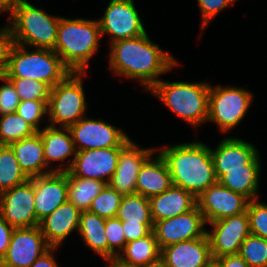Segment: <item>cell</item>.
I'll return each mask as SVG.
<instances>
[{
  "instance_id": "cell-24",
  "label": "cell",
  "mask_w": 267,
  "mask_h": 267,
  "mask_svg": "<svg viewBox=\"0 0 267 267\" xmlns=\"http://www.w3.org/2000/svg\"><path fill=\"white\" fill-rule=\"evenodd\" d=\"M149 200L154 222L186 213L197 205L196 197L192 193L175 185Z\"/></svg>"
},
{
  "instance_id": "cell-17",
  "label": "cell",
  "mask_w": 267,
  "mask_h": 267,
  "mask_svg": "<svg viewBox=\"0 0 267 267\" xmlns=\"http://www.w3.org/2000/svg\"><path fill=\"white\" fill-rule=\"evenodd\" d=\"M155 151L156 147L140 148L137 143L130 140L120 150L117 168L108 184L123 196L136 194L139 170Z\"/></svg>"
},
{
  "instance_id": "cell-1",
  "label": "cell",
  "mask_w": 267,
  "mask_h": 267,
  "mask_svg": "<svg viewBox=\"0 0 267 267\" xmlns=\"http://www.w3.org/2000/svg\"><path fill=\"white\" fill-rule=\"evenodd\" d=\"M147 33L111 43L108 61L115 76L138 81L144 91H149L160 81L159 76L179 65L169 50L160 48Z\"/></svg>"
},
{
  "instance_id": "cell-37",
  "label": "cell",
  "mask_w": 267,
  "mask_h": 267,
  "mask_svg": "<svg viewBox=\"0 0 267 267\" xmlns=\"http://www.w3.org/2000/svg\"><path fill=\"white\" fill-rule=\"evenodd\" d=\"M250 234L267 239V203L258 199L249 201L247 205Z\"/></svg>"
},
{
  "instance_id": "cell-20",
  "label": "cell",
  "mask_w": 267,
  "mask_h": 267,
  "mask_svg": "<svg viewBox=\"0 0 267 267\" xmlns=\"http://www.w3.org/2000/svg\"><path fill=\"white\" fill-rule=\"evenodd\" d=\"M213 261L207 234L201 238L181 241L161 249L162 267H207Z\"/></svg>"
},
{
  "instance_id": "cell-30",
  "label": "cell",
  "mask_w": 267,
  "mask_h": 267,
  "mask_svg": "<svg viewBox=\"0 0 267 267\" xmlns=\"http://www.w3.org/2000/svg\"><path fill=\"white\" fill-rule=\"evenodd\" d=\"M10 145H0V193L27 182Z\"/></svg>"
},
{
  "instance_id": "cell-33",
  "label": "cell",
  "mask_w": 267,
  "mask_h": 267,
  "mask_svg": "<svg viewBox=\"0 0 267 267\" xmlns=\"http://www.w3.org/2000/svg\"><path fill=\"white\" fill-rule=\"evenodd\" d=\"M238 254L249 267H267V239L249 234L242 242Z\"/></svg>"
},
{
  "instance_id": "cell-48",
  "label": "cell",
  "mask_w": 267,
  "mask_h": 267,
  "mask_svg": "<svg viewBox=\"0 0 267 267\" xmlns=\"http://www.w3.org/2000/svg\"><path fill=\"white\" fill-rule=\"evenodd\" d=\"M207 267H218V265L213 261L209 266Z\"/></svg>"
},
{
  "instance_id": "cell-39",
  "label": "cell",
  "mask_w": 267,
  "mask_h": 267,
  "mask_svg": "<svg viewBox=\"0 0 267 267\" xmlns=\"http://www.w3.org/2000/svg\"><path fill=\"white\" fill-rule=\"evenodd\" d=\"M0 116L15 113L21 102L12 82L3 74H0Z\"/></svg>"
},
{
  "instance_id": "cell-29",
  "label": "cell",
  "mask_w": 267,
  "mask_h": 267,
  "mask_svg": "<svg viewBox=\"0 0 267 267\" xmlns=\"http://www.w3.org/2000/svg\"><path fill=\"white\" fill-rule=\"evenodd\" d=\"M68 175V201L81 212L88 211L93 199L102 191L107 183L104 181L74 177L69 171Z\"/></svg>"
},
{
  "instance_id": "cell-16",
  "label": "cell",
  "mask_w": 267,
  "mask_h": 267,
  "mask_svg": "<svg viewBox=\"0 0 267 267\" xmlns=\"http://www.w3.org/2000/svg\"><path fill=\"white\" fill-rule=\"evenodd\" d=\"M123 147H111L76 152L69 172L74 177L96 179L109 183L117 165L120 150Z\"/></svg>"
},
{
  "instance_id": "cell-41",
  "label": "cell",
  "mask_w": 267,
  "mask_h": 267,
  "mask_svg": "<svg viewBox=\"0 0 267 267\" xmlns=\"http://www.w3.org/2000/svg\"><path fill=\"white\" fill-rule=\"evenodd\" d=\"M153 224L154 223H128V221H122L126 243L149 235L153 230Z\"/></svg>"
},
{
  "instance_id": "cell-47",
  "label": "cell",
  "mask_w": 267,
  "mask_h": 267,
  "mask_svg": "<svg viewBox=\"0 0 267 267\" xmlns=\"http://www.w3.org/2000/svg\"><path fill=\"white\" fill-rule=\"evenodd\" d=\"M107 265L106 267H127L124 265H121L119 262H117L116 260H111V261H107Z\"/></svg>"
},
{
  "instance_id": "cell-40",
  "label": "cell",
  "mask_w": 267,
  "mask_h": 267,
  "mask_svg": "<svg viewBox=\"0 0 267 267\" xmlns=\"http://www.w3.org/2000/svg\"><path fill=\"white\" fill-rule=\"evenodd\" d=\"M237 0H197L199 5L202 21H201V32L206 29L207 25L217 16L220 11L228 6L235 4Z\"/></svg>"
},
{
  "instance_id": "cell-7",
  "label": "cell",
  "mask_w": 267,
  "mask_h": 267,
  "mask_svg": "<svg viewBox=\"0 0 267 267\" xmlns=\"http://www.w3.org/2000/svg\"><path fill=\"white\" fill-rule=\"evenodd\" d=\"M87 72H70L50 90L48 100V125L69 127L86 116L87 102L83 87Z\"/></svg>"
},
{
  "instance_id": "cell-11",
  "label": "cell",
  "mask_w": 267,
  "mask_h": 267,
  "mask_svg": "<svg viewBox=\"0 0 267 267\" xmlns=\"http://www.w3.org/2000/svg\"><path fill=\"white\" fill-rule=\"evenodd\" d=\"M0 215L13 228L39 225L35 213L33 177L0 193Z\"/></svg>"
},
{
  "instance_id": "cell-44",
  "label": "cell",
  "mask_w": 267,
  "mask_h": 267,
  "mask_svg": "<svg viewBox=\"0 0 267 267\" xmlns=\"http://www.w3.org/2000/svg\"><path fill=\"white\" fill-rule=\"evenodd\" d=\"M218 267H249L239 254L224 255L214 260Z\"/></svg>"
},
{
  "instance_id": "cell-12",
  "label": "cell",
  "mask_w": 267,
  "mask_h": 267,
  "mask_svg": "<svg viewBox=\"0 0 267 267\" xmlns=\"http://www.w3.org/2000/svg\"><path fill=\"white\" fill-rule=\"evenodd\" d=\"M211 231L207 229L213 260L231 254H238L242 242L250 234L247 212L213 221Z\"/></svg>"
},
{
  "instance_id": "cell-35",
  "label": "cell",
  "mask_w": 267,
  "mask_h": 267,
  "mask_svg": "<svg viewBox=\"0 0 267 267\" xmlns=\"http://www.w3.org/2000/svg\"><path fill=\"white\" fill-rule=\"evenodd\" d=\"M14 85L21 101H48L51 88L38 80L27 78H8Z\"/></svg>"
},
{
  "instance_id": "cell-8",
  "label": "cell",
  "mask_w": 267,
  "mask_h": 267,
  "mask_svg": "<svg viewBox=\"0 0 267 267\" xmlns=\"http://www.w3.org/2000/svg\"><path fill=\"white\" fill-rule=\"evenodd\" d=\"M252 102L253 93L245 88L210 84L207 122L227 134L242 121Z\"/></svg>"
},
{
  "instance_id": "cell-45",
  "label": "cell",
  "mask_w": 267,
  "mask_h": 267,
  "mask_svg": "<svg viewBox=\"0 0 267 267\" xmlns=\"http://www.w3.org/2000/svg\"><path fill=\"white\" fill-rule=\"evenodd\" d=\"M56 247H50L30 267H60L53 255Z\"/></svg>"
},
{
  "instance_id": "cell-42",
  "label": "cell",
  "mask_w": 267,
  "mask_h": 267,
  "mask_svg": "<svg viewBox=\"0 0 267 267\" xmlns=\"http://www.w3.org/2000/svg\"><path fill=\"white\" fill-rule=\"evenodd\" d=\"M12 43L11 29L7 22L5 26L0 28V74H3L6 68L8 51Z\"/></svg>"
},
{
  "instance_id": "cell-38",
  "label": "cell",
  "mask_w": 267,
  "mask_h": 267,
  "mask_svg": "<svg viewBox=\"0 0 267 267\" xmlns=\"http://www.w3.org/2000/svg\"><path fill=\"white\" fill-rule=\"evenodd\" d=\"M48 101H21L16 109V113L20 115L27 123L36 131H40L41 120L48 116Z\"/></svg>"
},
{
  "instance_id": "cell-27",
  "label": "cell",
  "mask_w": 267,
  "mask_h": 267,
  "mask_svg": "<svg viewBox=\"0 0 267 267\" xmlns=\"http://www.w3.org/2000/svg\"><path fill=\"white\" fill-rule=\"evenodd\" d=\"M161 249L152 231L149 235L126 243L116 261L127 267H155L160 265Z\"/></svg>"
},
{
  "instance_id": "cell-18",
  "label": "cell",
  "mask_w": 267,
  "mask_h": 267,
  "mask_svg": "<svg viewBox=\"0 0 267 267\" xmlns=\"http://www.w3.org/2000/svg\"><path fill=\"white\" fill-rule=\"evenodd\" d=\"M38 132L42 138L44 146L46 174L51 172H68L76 155L74 142L69 128L55 127L47 124ZM66 160H68L67 165L64 164ZM55 162L58 164L56 163V167H53V163Z\"/></svg>"
},
{
  "instance_id": "cell-13",
  "label": "cell",
  "mask_w": 267,
  "mask_h": 267,
  "mask_svg": "<svg viewBox=\"0 0 267 267\" xmlns=\"http://www.w3.org/2000/svg\"><path fill=\"white\" fill-rule=\"evenodd\" d=\"M207 225L197 205L190 211L166 220L154 222L153 232L160 249L181 241L206 235Z\"/></svg>"
},
{
  "instance_id": "cell-14",
  "label": "cell",
  "mask_w": 267,
  "mask_h": 267,
  "mask_svg": "<svg viewBox=\"0 0 267 267\" xmlns=\"http://www.w3.org/2000/svg\"><path fill=\"white\" fill-rule=\"evenodd\" d=\"M49 248L39 225L14 228L7 252L0 260V267H30Z\"/></svg>"
},
{
  "instance_id": "cell-25",
  "label": "cell",
  "mask_w": 267,
  "mask_h": 267,
  "mask_svg": "<svg viewBox=\"0 0 267 267\" xmlns=\"http://www.w3.org/2000/svg\"><path fill=\"white\" fill-rule=\"evenodd\" d=\"M261 170V164H246V169H215V174L221 185L251 201L260 198Z\"/></svg>"
},
{
  "instance_id": "cell-43",
  "label": "cell",
  "mask_w": 267,
  "mask_h": 267,
  "mask_svg": "<svg viewBox=\"0 0 267 267\" xmlns=\"http://www.w3.org/2000/svg\"><path fill=\"white\" fill-rule=\"evenodd\" d=\"M14 228L0 215V260L6 254Z\"/></svg>"
},
{
  "instance_id": "cell-28",
  "label": "cell",
  "mask_w": 267,
  "mask_h": 267,
  "mask_svg": "<svg viewBox=\"0 0 267 267\" xmlns=\"http://www.w3.org/2000/svg\"><path fill=\"white\" fill-rule=\"evenodd\" d=\"M106 218L100 217L90 211H82L80 215L78 235L84 245L108 261V241L105 235Z\"/></svg>"
},
{
  "instance_id": "cell-2",
  "label": "cell",
  "mask_w": 267,
  "mask_h": 267,
  "mask_svg": "<svg viewBox=\"0 0 267 267\" xmlns=\"http://www.w3.org/2000/svg\"><path fill=\"white\" fill-rule=\"evenodd\" d=\"M156 150L167 164L172 185L183 188L196 198L218 182L211 150L201 141L161 146Z\"/></svg>"
},
{
  "instance_id": "cell-26",
  "label": "cell",
  "mask_w": 267,
  "mask_h": 267,
  "mask_svg": "<svg viewBox=\"0 0 267 267\" xmlns=\"http://www.w3.org/2000/svg\"><path fill=\"white\" fill-rule=\"evenodd\" d=\"M10 147L14 151L20 168L29 178L46 174L44 146L38 131L11 143Z\"/></svg>"
},
{
  "instance_id": "cell-31",
  "label": "cell",
  "mask_w": 267,
  "mask_h": 267,
  "mask_svg": "<svg viewBox=\"0 0 267 267\" xmlns=\"http://www.w3.org/2000/svg\"><path fill=\"white\" fill-rule=\"evenodd\" d=\"M116 218L128 223H154L151 216L150 200L141 194L124 195Z\"/></svg>"
},
{
  "instance_id": "cell-32",
  "label": "cell",
  "mask_w": 267,
  "mask_h": 267,
  "mask_svg": "<svg viewBox=\"0 0 267 267\" xmlns=\"http://www.w3.org/2000/svg\"><path fill=\"white\" fill-rule=\"evenodd\" d=\"M35 132L37 131L16 112L0 116V145H10Z\"/></svg>"
},
{
  "instance_id": "cell-23",
  "label": "cell",
  "mask_w": 267,
  "mask_h": 267,
  "mask_svg": "<svg viewBox=\"0 0 267 267\" xmlns=\"http://www.w3.org/2000/svg\"><path fill=\"white\" fill-rule=\"evenodd\" d=\"M157 151L151 154L142 164L137 176L136 191L137 194L150 199L159 195L172 186L171 175L167 164L161 154Z\"/></svg>"
},
{
  "instance_id": "cell-46",
  "label": "cell",
  "mask_w": 267,
  "mask_h": 267,
  "mask_svg": "<svg viewBox=\"0 0 267 267\" xmlns=\"http://www.w3.org/2000/svg\"><path fill=\"white\" fill-rule=\"evenodd\" d=\"M18 0H0V13L7 12Z\"/></svg>"
},
{
  "instance_id": "cell-15",
  "label": "cell",
  "mask_w": 267,
  "mask_h": 267,
  "mask_svg": "<svg viewBox=\"0 0 267 267\" xmlns=\"http://www.w3.org/2000/svg\"><path fill=\"white\" fill-rule=\"evenodd\" d=\"M196 200L207 225L246 212L249 203L245 196L226 188L219 182L209 186Z\"/></svg>"
},
{
  "instance_id": "cell-19",
  "label": "cell",
  "mask_w": 267,
  "mask_h": 267,
  "mask_svg": "<svg viewBox=\"0 0 267 267\" xmlns=\"http://www.w3.org/2000/svg\"><path fill=\"white\" fill-rule=\"evenodd\" d=\"M36 218L40 222L68 200L67 172H51L33 177Z\"/></svg>"
},
{
  "instance_id": "cell-3",
  "label": "cell",
  "mask_w": 267,
  "mask_h": 267,
  "mask_svg": "<svg viewBox=\"0 0 267 267\" xmlns=\"http://www.w3.org/2000/svg\"><path fill=\"white\" fill-rule=\"evenodd\" d=\"M101 30L97 19L61 17L54 51L71 72H88L97 55Z\"/></svg>"
},
{
  "instance_id": "cell-9",
  "label": "cell",
  "mask_w": 267,
  "mask_h": 267,
  "mask_svg": "<svg viewBox=\"0 0 267 267\" xmlns=\"http://www.w3.org/2000/svg\"><path fill=\"white\" fill-rule=\"evenodd\" d=\"M69 131L76 152L111 147H124L131 138L126 132L109 122L93 119L88 115L70 125Z\"/></svg>"
},
{
  "instance_id": "cell-34",
  "label": "cell",
  "mask_w": 267,
  "mask_h": 267,
  "mask_svg": "<svg viewBox=\"0 0 267 267\" xmlns=\"http://www.w3.org/2000/svg\"><path fill=\"white\" fill-rule=\"evenodd\" d=\"M123 195L106 184L102 191L93 199L90 212L103 218L116 217Z\"/></svg>"
},
{
  "instance_id": "cell-4",
  "label": "cell",
  "mask_w": 267,
  "mask_h": 267,
  "mask_svg": "<svg viewBox=\"0 0 267 267\" xmlns=\"http://www.w3.org/2000/svg\"><path fill=\"white\" fill-rule=\"evenodd\" d=\"M193 128L207 123L210 83L158 81L149 91Z\"/></svg>"
},
{
  "instance_id": "cell-36",
  "label": "cell",
  "mask_w": 267,
  "mask_h": 267,
  "mask_svg": "<svg viewBox=\"0 0 267 267\" xmlns=\"http://www.w3.org/2000/svg\"><path fill=\"white\" fill-rule=\"evenodd\" d=\"M105 235L108 241V261L116 260L126 245L122 221L116 217L106 218Z\"/></svg>"
},
{
  "instance_id": "cell-10",
  "label": "cell",
  "mask_w": 267,
  "mask_h": 267,
  "mask_svg": "<svg viewBox=\"0 0 267 267\" xmlns=\"http://www.w3.org/2000/svg\"><path fill=\"white\" fill-rule=\"evenodd\" d=\"M133 0H110L98 20L101 36L109 35L110 43L145 34L144 24Z\"/></svg>"
},
{
  "instance_id": "cell-5",
  "label": "cell",
  "mask_w": 267,
  "mask_h": 267,
  "mask_svg": "<svg viewBox=\"0 0 267 267\" xmlns=\"http://www.w3.org/2000/svg\"><path fill=\"white\" fill-rule=\"evenodd\" d=\"M6 13L13 43L54 49L61 16L49 15L27 0H18Z\"/></svg>"
},
{
  "instance_id": "cell-22",
  "label": "cell",
  "mask_w": 267,
  "mask_h": 267,
  "mask_svg": "<svg viewBox=\"0 0 267 267\" xmlns=\"http://www.w3.org/2000/svg\"><path fill=\"white\" fill-rule=\"evenodd\" d=\"M80 215L81 211L67 200L42 219L39 227L47 244L58 250L72 232H78Z\"/></svg>"
},
{
  "instance_id": "cell-21",
  "label": "cell",
  "mask_w": 267,
  "mask_h": 267,
  "mask_svg": "<svg viewBox=\"0 0 267 267\" xmlns=\"http://www.w3.org/2000/svg\"><path fill=\"white\" fill-rule=\"evenodd\" d=\"M214 169H246V164H261L257 147L242 138L226 137L211 149Z\"/></svg>"
},
{
  "instance_id": "cell-6",
  "label": "cell",
  "mask_w": 267,
  "mask_h": 267,
  "mask_svg": "<svg viewBox=\"0 0 267 267\" xmlns=\"http://www.w3.org/2000/svg\"><path fill=\"white\" fill-rule=\"evenodd\" d=\"M34 49L12 43L3 75L7 78L38 80L52 88L71 72L54 50Z\"/></svg>"
}]
</instances>
